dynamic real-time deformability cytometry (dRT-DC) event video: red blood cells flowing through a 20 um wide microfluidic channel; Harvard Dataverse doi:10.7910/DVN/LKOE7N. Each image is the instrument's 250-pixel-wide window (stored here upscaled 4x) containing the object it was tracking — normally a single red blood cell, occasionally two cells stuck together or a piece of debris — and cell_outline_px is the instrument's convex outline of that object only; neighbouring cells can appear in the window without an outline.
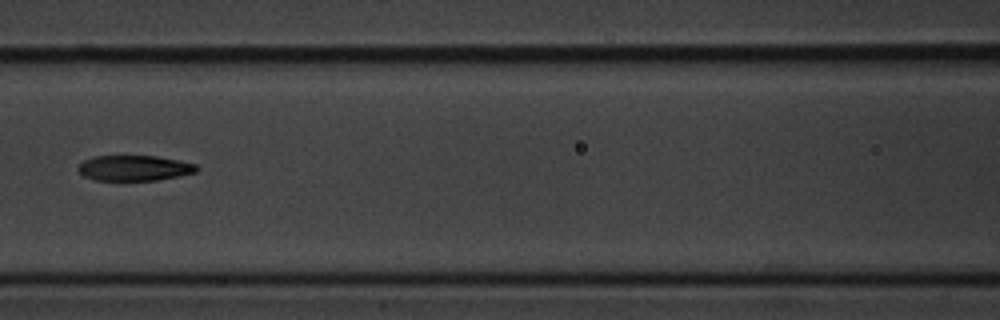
{"species": "common noctule bat (a hibernating species)", "species_latin": "Nyctalus noctula", "temperature_condition": "cold", "stored_images_in_passage": 11, "segment_of_instrument_passage": [1, 2], "camera_frame_rate_fps": 3000, "um_per_image_px": 0.085, "animal": {"sex": "male", "body_mass_g": 20.1, "forearm_length_mm": 53.5}, "frame": {"image": 1, "passage_image": 7, "time_ms": 2.0, "image_size_px": [1000, 320], "cell_outline_px": [[196, 172], [180, 176], [156, 180], [92, 180], [84, 176], [76, 168], [84, 160], [96, 156], [156, 156], [196, 164]], "centroid_in_image_um": [11.38, 14.29], "position_along_channel_um": 155.2, "area_um2": 17.4}}
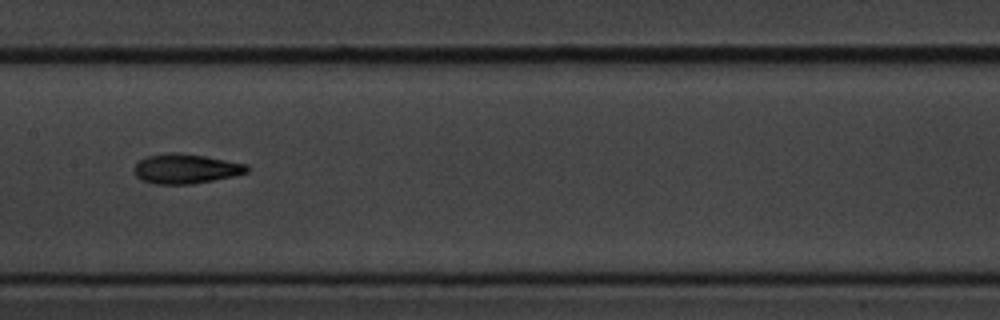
{"frame": {"image": 2, "passage_image": 8, "time_ms": 2.333, "image_size_px": [1000, 320], "cell_outline_px": [[248, 172], [236, 176], [192, 184], [156, 184], [140, 180], [132, 172], [132, 168], [140, 160], [148, 156], [172, 152], [176, 152], [204, 156], [248, 164]], "centroid_in_image_um": [15.77, 14.35], "position_along_channel_um": 191.6, "area_um2": 19.65}}
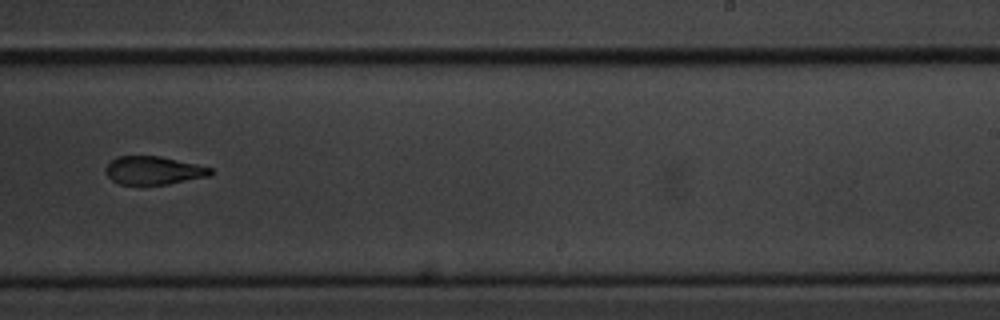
{"frame": {"image": 3, "passage_image": 10, "time_ms": 3.0, "image_size_px": [1000, 320], "cell_outline_px": [[212, 176], [168, 184], [120, 184], [112, 180], [108, 176], [104, 168], [112, 160], [120, 156], [160, 156], [196, 164], [212, 168]], "centroid_in_image_um": [13.08, 14.49], "position_along_channel_um": 275.9, "area_um2": 17.17}}